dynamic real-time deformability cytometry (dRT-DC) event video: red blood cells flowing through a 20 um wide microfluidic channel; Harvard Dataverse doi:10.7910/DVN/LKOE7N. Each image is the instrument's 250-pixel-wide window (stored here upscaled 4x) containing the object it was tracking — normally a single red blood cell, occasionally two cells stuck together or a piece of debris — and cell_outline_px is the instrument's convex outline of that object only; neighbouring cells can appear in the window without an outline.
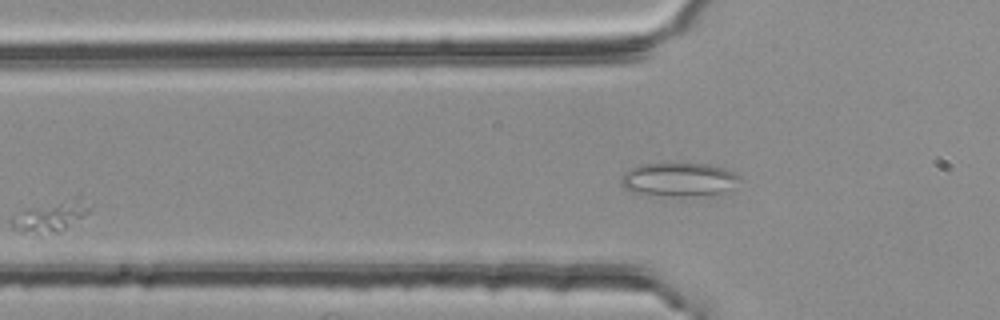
{"species": "common noctule bat (a hibernating species)", "species_latin": "Nyctalus noctula", "temperature_condition": "room temperature", "stored_images_in_passage": 3, "camera_frame_rate_fps": 3000, "um_per_image_px": 0.085, "animal": {"sex": "female", "body_mass_g": 25.1}, "frame": {"image": 1, "passage_image": 3, "time_ms": 0.667, "image_size_px": [1000, 320], "cell_outline_px": [[740, 176], [720, 192], [684, 196], [648, 196], [632, 192], [624, 188], [620, 184], [620, 180], [624, 172], [628, 168], [640, 164], [708, 164], [724, 168]], "centroid_in_image_um": [57.5, 15.25], "position_along_channel_um": 68.3, "area_um2": 22.77}}